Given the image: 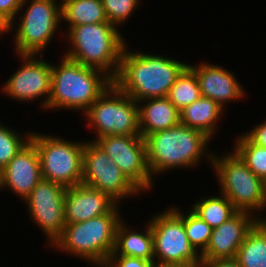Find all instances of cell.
<instances>
[{
    "mask_svg": "<svg viewBox=\"0 0 266 267\" xmlns=\"http://www.w3.org/2000/svg\"><path fill=\"white\" fill-rule=\"evenodd\" d=\"M127 43L113 83L136 102L167 97L177 77L188 62L152 51H136ZM151 52V53H150Z\"/></svg>",
    "mask_w": 266,
    "mask_h": 267,
    "instance_id": "6da1fadb",
    "label": "cell"
},
{
    "mask_svg": "<svg viewBox=\"0 0 266 267\" xmlns=\"http://www.w3.org/2000/svg\"><path fill=\"white\" fill-rule=\"evenodd\" d=\"M211 142L201 131L182 123L148 135L145 138L147 164L153 180L175 170H198L201 164L211 168L214 152L209 147Z\"/></svg>",
    "mask_w": 266,
    "mask_h": 267,
    "instance_id": "7a4b0ae2",
    "label": "cell"
},
{
    "mask_svg": "<svg viewBox=\"0 0 266 267\" xmlns=\"http://www.w3.org/2000/svg\"><path fill=\"white\" fill-rule=\"evenodd\" d=\"M57 60L52 63L51 93L45 111L72 110L82 116L113 81L103 71L64 55Z\"/></svg>",
    "mask_w": 266,
    "mask_h": 267,
    "instance_id": "3957f363",
    "label": "cell"
},
{
    "mask_svg": "<svg viewBox=\"0 0 266 267\" xmlns=\"http://www.w3.org/2000/svg\"><path fill=\"white\" fill-rule=\"evenodd\" d=\"M62 31L63 40L67 42L62 55L84 66L101 70L112 80L116 77L122 52L129 43L120 29L110 22H104L74 26L68 30L62 28Z\"/></svg>",
    "mask_w": 266,
    "mask_h": 267,
    "instance_id": "277c9868",
    "label": "cell"
},
{
    "mask_svg": "<svg viewBox=\"0 0 266 267\" xmlns=\"http://www.w3.org/2000/svg\"><path fill=\"white\" fill-rule=\"evenodd\" d=\"M62 27L61 1L23 0L15 19L7 26V37L13 34L10 41L15 45L11 47L14 55H44L56 41L54 38L63 39Z\"/></svg>",
    "mask_w": 266,
    "mask_h": 267,
    "instance_id": "5b68a950",
    "label": "cell"
},
{
    "mask_svg": "<svg viewBox=\"0 0 266 267\" xmlns=\"http://www.w3.org/2000/svg\"><path fill=\"white\" fill-rule=\"evenodd\" d=\"M123 216L122 212H108L80 223L66 224L51 251L55 249L69 258L83 260L88 266L107 260L114 251L116 230Z\"/></svg>",
    "mask_w": 266,
    "mask_h": 267,
    "instance_id": "8992f818",
    "label": "cell"
},
{
    "mask_svg": "<svg viewBox=\"0 0 266 267\" xmlns=\"http://www.w3.org/2000/svg\"><path fill=\"white\" fill-rule=\"evenodd\" d=\"M223 151L214 150L212 157L211 173L217 179L218 193L225 195L238 211L251 212L266 220V183L232 149Z\"/></svg>",
    "mask_w": 266,
    "mask_h": 267,
    "instance_id": "52a82bcc",
    "label": "cell"
},
{
    "mask_svg": "<svg viewBox=\"0 0 266 267\" xmlns=\"http://www.w3.org/2000/svg\"><path fill=\"white\" fill-rule=\"evenodd\" d=\"M179 205H170L164 210L150 214V223L154 260L157 267H186L202 264L201 254L188 241L182 209Z\"/></svg>",
    "mask_w": 266,
    "mask_h": 267,
    "instance_id": "ba28073f",
    "label": "cell"
},
{
    "mask_svg": "<svg viewBox=\"0 0 266 267\" xmlns=\"http://www.w3.org/2000/svg\"><path fill=\"white\" fill-rule=\"evenodd\" d=\"M33 130L30 141L39 154L42 178L65 188L81 184L85 139L76 142Z\"/></svg>",
    "mask_w": 266,
    "mask_h": 267,
    "instance_id": "9c48e42d",
    "label": "cell"
},
{
    "mask_svg": "<svg viewBox=\"0 0 266 267\" xmlns=\"http://www.w3.org/2000/svg\"><path fill=\"white\" fill-rule=\"evenodd\" d=\"M82 117L85 128L95 135L90 139L93 142L107 135H141L138 103L113 82Z\"/></svg>",
    "mask_w": 266,
    "mask_h": 267,
    "instance_id": "30bf717a",
    "label": "cell"
},
{
    "mask_svg": "<svg viewBox=\"0 0 266 267\" xmlns=\"http://www.w3.org/2000/svg\"><path fill=\"white\" fill-rule=\"evenodd\" d=\"M15 56L18 57L17 63L20 61L19 68L5 80L0 93L22 104L40 100L38 109L45 112L51 93L52 62L45 59V55Z\"/></svg>",
    "mask_w": 266,
    "mask_h": 267,
    "instance_id": "8fae6325",
    "label": "cell"
},
{
    "mask_svg": "<svg viewBox=\"0 0 266 267\" xmlns=\"http://www.w3.org/2000/svg\"><path fill=\"white\" fill-rule=\"evenodd\" d=\"M85 139L82 183L108 193L121 205L126 203L127 199H140L142 192L122 173L114 161L95 142Z\"/></svg>",
    "mask_w": 266,
    "mask_h": 267,
    "instance_id": "7c38bea8",
    "label": "cell"
},
{
    "mask_svg": "<svg viewBox=\"0 0 266 267\" xmlns=\"http://www.w3.org/2000/svg\"><path fill=\"white\" fill-rule=\"evenodd\" d=\"M66 188L42 179L21 203L29 220L44 236L49 249L62 235L65 223L64 198ZM25 203V204H24Z\"/></svg>",
    "mask_w": 266,
    "mask_h": 267,
    "instance_id": "4fadbf2b",
    "label": "cell"
},
{
    "mask_svg": "<svg viewBox=\"0 0 266 267\" xmlns=\"http://www.w3.org/2000/svg\"><path fill=\"white\" fill-rule=\"evenodd\" d=\"M95 143L142 193L155 190L156 181L148 168L146 143L141 135H107Z\"/></svg>",
    "mask_w": 266,
    "mask_h": 267,
    "instance_id": "5bb4252c",
    "label": "cell"
},
{
    "mask_svg": "<svg viewBox=\"0 0 266 267\" xmlns=\"http://www.w3.org/2000/svg\"><path fill=\"white\" fill-rule=\"evenodd\" d=\"M197 63L188 66L196 73L201 95L217 102L224 111L227 112L229 102L239 103L248 96V91L232 70L211 61Z\"/></svg>",
    "mask_w": 266,
    "mask_h": 267,
    "instance_id": "9a60e30c",
    "label": "cell"
},
{
    "mask_svg": "<svg viewBox=\"0 0 266 267\" xmlns=\"http://www.w3.org/2000/svg\"><path fill=\"white\" fill-rule=\"evenodd\" d=\"M253 213L238 211L228 221L213 228L202 261L234 259L247 233L259 221Z\"/></svg>",
    "mask_w": 266,
    "mask_h": 267,
    "instance_id": "2e32d148",
    "label": "cell"
},
{
    "mask_svg": "<svg viewBox=\"0 0 266 267\" xmlns=\"http://www.w3.org/2000/svg\"><path fill=\"white\" fill-rule=\"evenodd\" d=\"M121 204L108 193L83 183L66 188L65 223H80L108 212H121Z\"/></svg>",
    "mask_w": 266,
    "mask_h": 267,
    "instance_id": "e0dca14e",
    "label": "cell"
},
{
    "mask_svg": "<svg viewBox=\"0 0 266 267\" xmlns=\"http://www.w3.org/2000/svg\"><path fill=\"white\" fill-rule=\"evenodd\" d=\"M42 179L38 151L29 141L3 168L2 192L9 191L24 201Z\"/></svg>",
    "mask_w": 266,
    "mask_h": 267,
    "instance_id": "ac0fdd59",
    "label": "cell"
},
{
    "mask_svg": "<svg viewBox=\"0 0 266 267\" xmlns=\"http://www.w3.org/2000/svg\"><path fill=\"white\" fill-rule=\"evenodd\" d=\"M137 103L139 130L144 139L180 123V111L167 97L148 98Z\"/></svg>",
    "mask_w": 266,
    "mask_h": 267,
    "instance_id": "d6986e66",
    "label": "cell"
},
{
    "mask_svg": "<svg viewBox=\"0 0 266 267\" xmlns=\"http://www.w3.org/2000/svg\"><path fill=\"white\" fill-rule=\"evenodd\" d=\"M125 217L118 224L116 230V243L111 255H124L128 257L154 260L153 235L150 223L135 226L128 224ZM143 227V228H142ZM140 229V230H139ZM142 229V230H141Z\"/></svg>",
    "mask_w": 266,
    "mask_h": 267,
    "instance_id": "ffe728a7",
    "label": "cell"
},
{
    "mask_svg": "<svg viewBox=\"0 0 266 267\" xmlns=\"http://www.w3.org/2000/svg\"><path fill=\"white\" fill-rule=\"evenodd\" d=\"M222 107L212 99L201 96L180 111V123L201 131L212 141L221 129L220 121L225 116Z\"/></svg>",
    "mask_w": 266,
    "mask_h": 267,
    "instance_id": "44dd1931",
    "label": "cell"
},
{
    "mask_svg": "<svg viewBox=\"0 0 266 267\" xmlns=\"http://www.w3.org/2000/svg\"><path fill=\"white\" fill-rule=\"evenodd\" d=\"M62 25L68 30L74 26L108 22L101 0H62ZM65 22V23H63Z\"/></svg>",
    "mask_w": 266,
    "mask_h": 267,
    "instance_id": "7402d4cb",
    "label": "cell"
},
{
    "mask_svg": "<svg viewBox=\"0 0 266 267\" xmlns=\"http://www.w3.org/2000/svg\"><path fill=\"white\" fill-rule=\"evenodd\" d=\"M193 204L188 207L212 229L220 226L234 216L238 210L232 202L223 194L206 195L196 197Z\"/></svg>",
    "mask_w": 266,
    "mask_h": 267,
    "instance_id": "603a6c76",
    "label": "cell"
},
{
    "mask_svg": "<svg viewBox=\"0 0 266 267\" xmlns=\"http://www.w3.org/2000/svg\"><path fill=\"white\" fill-rule=\"evenodd\" d=\"M235 259L241 267H266V220H259L247 233Z\"/></svg>",
    "mask_w": 266,
    "mask_h": 267,
    "instance_id": "cb8c5ba5",
    "label": "cell"
},
{
    "mask_svg": "<svg viewBox=\"0 0 266 267\" xmlns=\"http://www.w3.org/2000/svg\"><path fill=\"white\" fill-rule=\"evenodd\" d=\"M196 73L187 66L177 77L167 94V98L181 111L201 97Z\"/></svg>",
    "mask_w": 266,
    "mask_h": 267,
    "instance_id": "d4e9b609",
    "label": "cell"
},
{
    "mask_svg": "<svg viewBox=\"0 0 266 267\" xmlns=\"http://www.w3.org/2000/svg\"><path fill=\"white\" fill-rule=\"evenodd\" d=\"M234 137L232 150L266 183V148L253 144L242 132Z\"/></svg>",
    "mask_w": 266,
    "mask_h": 267,
    "instance_id": "484cf974",
    "label": "cell"
},
{
    "mask_svg": "<svg viewBox=\"0 0 266 267\" xmlns=\"http://www.w3.org/2000/svg\"><path fill=\"white\" fill-rule=\"evenodd\" d=\"M0 120V166L4 168L31 140L32 132L22 133Z\"/></svg>",
    "mask_w": 266,
    "mask_h": 267,
    "instance_id": "4316f807",
    "label": "cell"
},
{
    "mask_svg": "<svg viewBox=\"0 0 266 267\" xmlns=\"http://www.w3.org/2000/svg\"><path fill=\"white\" fill-rule=\"evenodd\" d=\"M182 221L189 243L202 254L209 243L212 228L190 208L182 210Z\"/></svg>",
    "mask_w": 266,
    "mask_h": 267,
    "instance_id": "83f0119b",
    "label": "cell"
},
{
    "mask_svg": "<svg viewBox=\"0 0 266 267\" xmlns=\"http://www.w3.org/2000/svg\"><path fill=\"white\" fill-rule=\"evenodd\" d=\"M108 22L121 30L141 7L142 0H101Z\"/></svg>",
    "mask_w": 266,
    "mask_h": 267,
    "instance_id": "f1b7e54d",
    "label": "cell"
},
{
    "mask_svg": "<svg viewBox=\"0 0 266 267\" xmlns=\"http://www.w3.org/2000/svg\"><path fill=\"white\" fill-rule=\"evenodd\" d=\"M109 260L116 267H157L155 260H146L124 255H110Z\"/></svg>",
    "mask_w": 266,
    "mask_h": 267,
    "instance_id": "f546056e",
    "label": "cell"
},
{
    "mask_svg": "<svg viewBox=\"0 0 266 267\" xmlns=\"http://www.w3.org/2000/svg\"><path fill=\"white\" fill-rule=\"evenodd\" d=\"M23 0H0V20L8 26L16 17Z\"/></svg>",
    "mask_w": 266,
    "mask_h": 267,
    "instance_id": "4dcf8cb0",
    "label": "cell"
},
{
    "mask_svg": "<svg viewBox=\"0 0 266 267\" xmlns=\"http://www.w3.org/2000/svg\"><path fill=\"white\" fill-rule=\"evenodd\" d=\"M261 122L252 126V129L242 133L255 145L266 148V118L260 120Z\"/></svg>",
    "mask_w": 266,
    "mask_h": 267,
    "instance_id": "1f68e13d",
    "label": "cell"
},
{
    "mask_svg": "<svg viewBox=\"0 0 266 267\" xmlns=\"http://www.w3.org/2000/svg\"><path fill=\"white\" fill-rule=\"evenodd\" d=\"M201 267H241V266L239 262L234 258V259L202 261Z\"/></svg>",
    "mask_w": 266,
    "mask_h": 267,
    "instance_id": "d6a6232c",
    "label": "cell"
},
{
    "mask_svg": "<svg viewBox=\"0 0 266 267\" xmlns=\"http://www.w3.org/2000/svg\"><path fill=\"white\" fill-rule=\"evenodd\" d=\"M92 267H116V266L109 259H107L93 264Z\"/></svg>",
    "mask_w": 266,
    "mask_h": 267,
    "instance_id": "836d02e7",
    "label": "cell"
},
{
    "mask_svg": "<svg viewBox=\"0 0 266 267\" xmlns=\"http://www.w3.org/2000/svg\"><path fill=\"white\" fill-rule=\"evenodd\" d=\"M5 35L7 36V26L0 20V40L6 37Z\"/></svg>",
    "mask_w": 266,
    "mask_h": 267,
    "instance_id": "e575fe53",
    "label": "cell"
},
{
    "mask_svg": "<svg viewBox=\"0 0 266 267\" xmlns=\"http://www.w3.org/2000/svg\"><path fill=\"white\" fill-rule=\"evenodd\" d=\"M3 191V168L0 166V192Z\"/></svg>",
    "mask_w": 266,
    "mask_h": 267,
    "instance_id": "d590c367",
    "label": "cell"
},
{
    "mask_svg": "<svg viewBox=\"0 0 266 267\" xmlns=\"http://www.w3.org/2000/svg\"><path fill=\"white\" fill-rule=\"evenodd\" d=\"M186 267H201V264H199V265H191V266H186Z\"/></svg>",
    "mask_w": 266,
    "mask_h": 267,
    "instance_id": "8d00e7d4",
    "label": "cell"
}]
</instances>
